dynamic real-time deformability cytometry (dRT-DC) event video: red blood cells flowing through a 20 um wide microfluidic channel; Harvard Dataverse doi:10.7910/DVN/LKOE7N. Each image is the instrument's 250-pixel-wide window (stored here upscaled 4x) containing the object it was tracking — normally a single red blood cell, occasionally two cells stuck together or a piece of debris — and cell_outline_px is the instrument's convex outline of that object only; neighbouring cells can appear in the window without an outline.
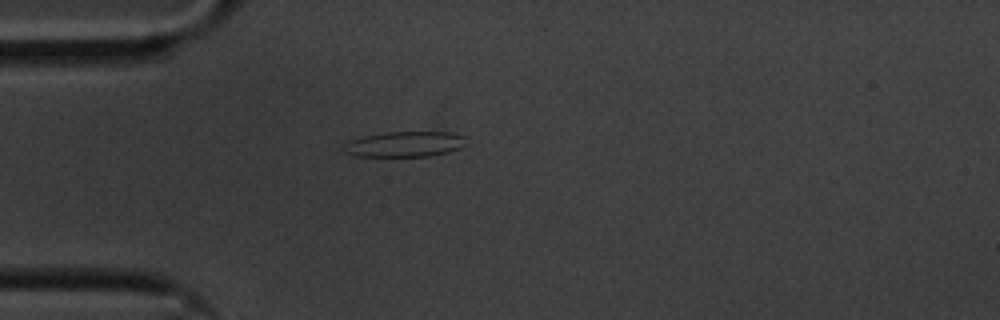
{"species": "common noctule bat (a hibernating species)", "species_latin": "Nyctalus noctula", "temperature_condition": "cold", "stored_images_in_passage": 35, "camera_frame_rate_fps": 3000, "um_per_image_px": 0.085, "animal": {"sex": "male", "body_mass_g": 20.1, "forearm_length_mm": 53.5}, "frame": {"image": 1, "passage_image": 1, "time_ms": 0.0, "image_size_px": [1000, 320], "cell_outline_px": [[468, 144], [460, 148], [448, 152], [428, 156], [356, 156], [344, 152], [344, 144], [348, 140], [364, 136], [388, 132], [452, 132], [468, 136]], "centroid_in_image_um": [34.47, 12.24], "position_along_channel_um": 50.5, "area_um2": 18.38}}
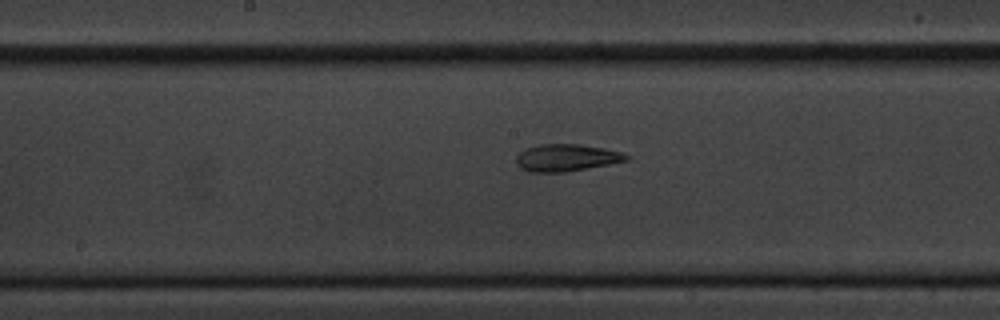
{"frame": {"image": 2, "passage_image": 15, "time_ms": 4.667, "image_size_px": [1000, 320], "cell_outline_px": [[632, 156], [628, 160], [608, 164], [564, 172], [528, 172], [520, 168], [516, 164], [516, 156], [524, 148], [540, 144], [580, 144], [604, 148], [620, 152]], "centroid_in_image_um": [48.11, 13.4], "position_along_channel_um": 200.1, "area_um2": 17.46}}
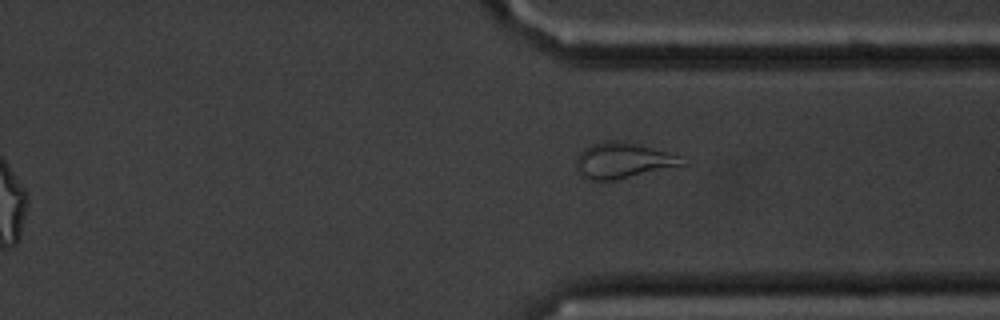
{"frame": {"image": 3, "passage_image": 29, "time_ms": 9.333, "image_size_px": [1000, 320], "cell_outline_px": [[688, 164], [612, 180], [592, 180], [580, 176], [576, 168], [576, 156], [584, 148], [592, 144], [608, 140], [616, 140], [636, 144], [668, 152], [676, 156]], "centroid_in_image_um": [52.87, 13.64], "position_along_channel_um": 358.5, "area_um2": 21.62}, "authors_computed_cell_mechanics": {"area_um2": 17.3978, "velocity_mm_per_s": 3.3974, "shape_relaxation_time_tau1_ms": null, "shape_relaxation_time_tau2_ms": 2.8621, "deformation_change_tau1": null, "deformation_change_tau2": 0.0945}}